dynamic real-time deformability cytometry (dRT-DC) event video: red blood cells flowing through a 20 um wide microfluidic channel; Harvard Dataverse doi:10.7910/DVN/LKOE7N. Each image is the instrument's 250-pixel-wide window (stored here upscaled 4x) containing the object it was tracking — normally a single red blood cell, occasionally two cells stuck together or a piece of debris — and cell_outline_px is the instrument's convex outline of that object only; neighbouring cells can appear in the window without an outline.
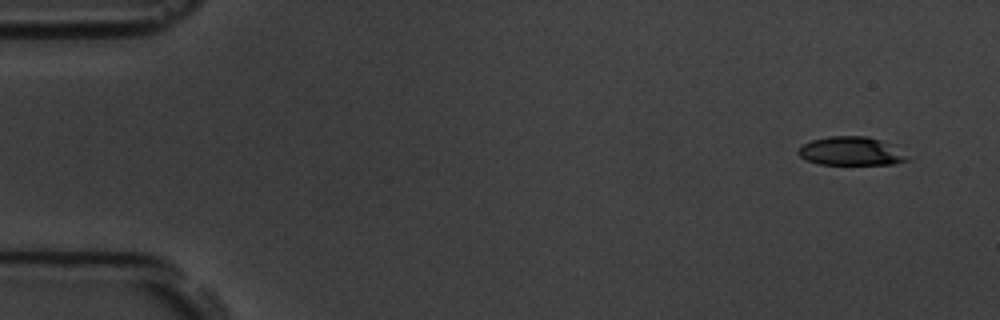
{"species": "common noctule bat (a hibernating species)", "species_latin": "Nyctalus noctula", "temperature_condition": "room temperature", "stored_images_in_passage": 5, "camera_frame_rate_fps": 3000, "um_per_image_px": 0.085, "animal": {"sex": "male", "body_mass_g": 19.5, "forearm_length_mm": 54.6}, "frame": {"image": 1, "passage_image": 1, "time_ms": 0.0, "image_size_px": [1000, 320], "cell_outline_px": [[908, 160], [892, 164], [820, 164], [808, 160], [800, 156], [796, 152], [804, 144], [812, 140], [828, 136], [868, 136], [880, 140], [888, 144]], "centroid_in_image_um": [72.23, 12.84], "position_along_channel_um": 12.8, "area_um2": 17.51}}
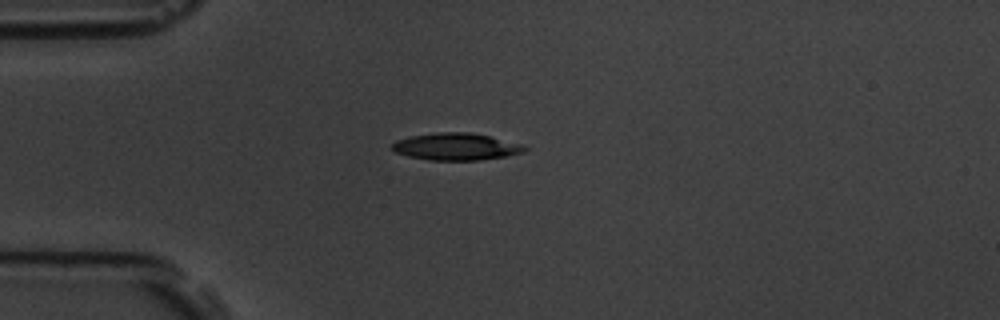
{"frame": {"image": 2, "passage_image": 4, "time_ms": 3.667, "image_size_px": [1000, 320], "cell_outline_px": [[528, 148], [524, 152], [508, 156], [480, 160], [428, 160], [408, 156], [396, 152], [392, 148], [392, 144], [396, 140], [408, 136], [436, 132], [468, 132], [488, 136], [520, 144]], "centroid_in_image_um": [38.74, 12.46], "position_along_channel_um": 46.3, "area_um2": 20.87}}